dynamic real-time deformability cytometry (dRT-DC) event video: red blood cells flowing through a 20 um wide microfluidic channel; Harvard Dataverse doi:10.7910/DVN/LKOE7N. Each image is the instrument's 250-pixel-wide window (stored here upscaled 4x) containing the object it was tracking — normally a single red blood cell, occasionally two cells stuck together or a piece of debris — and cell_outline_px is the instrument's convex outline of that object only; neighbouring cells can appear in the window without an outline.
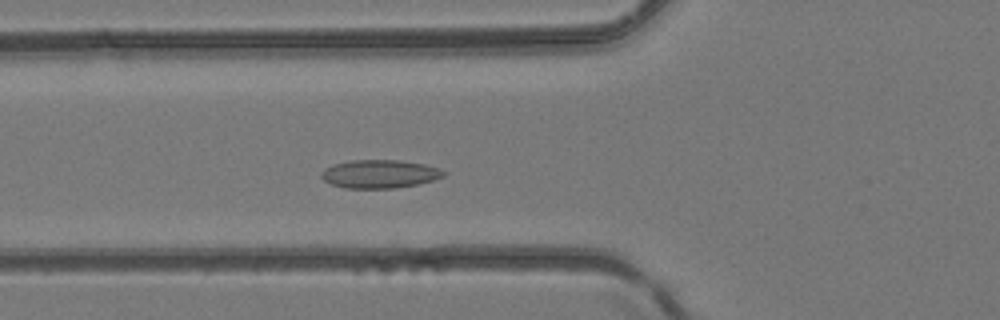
{"species": "common noctule bat (a hibernating species)", "species_latin": "Nyctalus noctula", "temperature_condition": "room temperature", "stored_images_in_passage": 33, "camera_frame_rate_fps": 3000, "um_per_image_px": 0.085, "animal": {"sex": "female", "body_mass_g": 24.6, "forearm_length_mm": 56.2}, "frame": {"image": 1, "passage_image": 3, "time_ms": 0.667, "image_size_px": [1000, 320], "cell_outline_px": [[444, 176], [432, 180], [416, 184], [396, 188], [344, 188], [332, 184], [324, 180], [320, 176], [320, 172], [324, 168], [332, 164], [352, 160], [400, 160], [424, 164], [436, 168], [444, 172]], "centroid_in_image_um": [32.2, 14.78], "position_along_channel_um": 93.6, "area_um2": 20.06}}
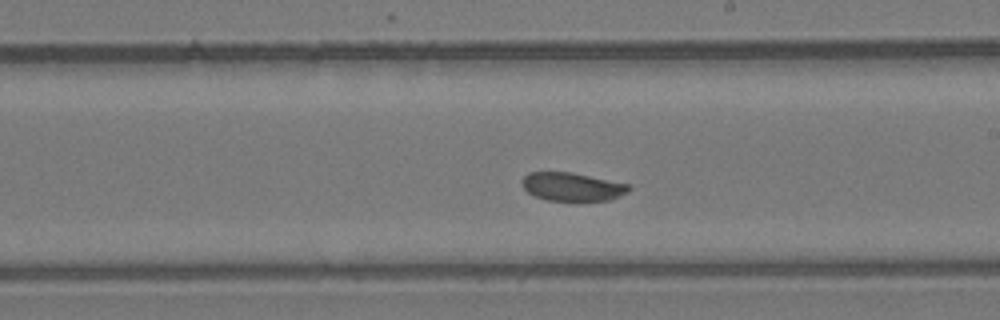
{"frame": {"image": 2, "passage_image": 13, "time_ms": 4.0, "image_size_px": [1000, 320], "cell_outline_px": [[632, 188], [628, 192], [608, 200], [548, 200], [536, 196], [528, 192], [524, 188], [520, 180], [528, 172], [572, 172], [632, 184]], "centroid_in_image_um": [48.66, 15.85], "position_along_channel_um": 240.3, "area_um2": 17.69}}
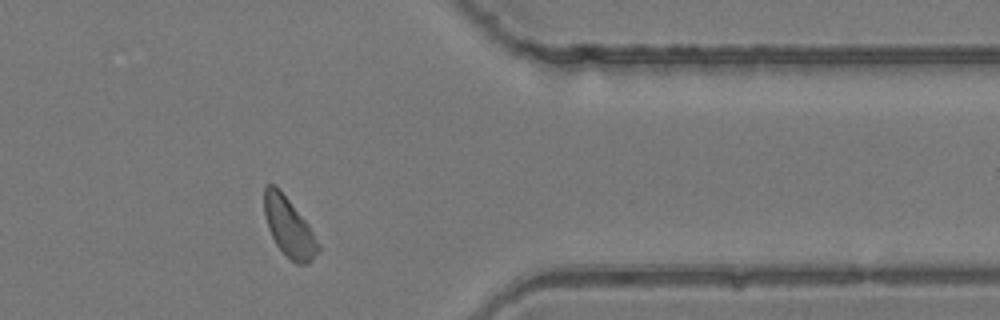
{"frame": {"image": 3, "passage_image": 24, "time_ms": 7.667, "image_size_px": [1000, 320], "cell_outline_px": [[320, 248], [312, 260], [308, 264], [296, 264], [276, 244], [268, 228], [264, 212], [264, 184], [276, 184], [308, 224], [320, 244]], "centroid_in_image_um": [24.55, 19.28], "position_along_channel_um": 386.8, "area_um2": 18.44}}